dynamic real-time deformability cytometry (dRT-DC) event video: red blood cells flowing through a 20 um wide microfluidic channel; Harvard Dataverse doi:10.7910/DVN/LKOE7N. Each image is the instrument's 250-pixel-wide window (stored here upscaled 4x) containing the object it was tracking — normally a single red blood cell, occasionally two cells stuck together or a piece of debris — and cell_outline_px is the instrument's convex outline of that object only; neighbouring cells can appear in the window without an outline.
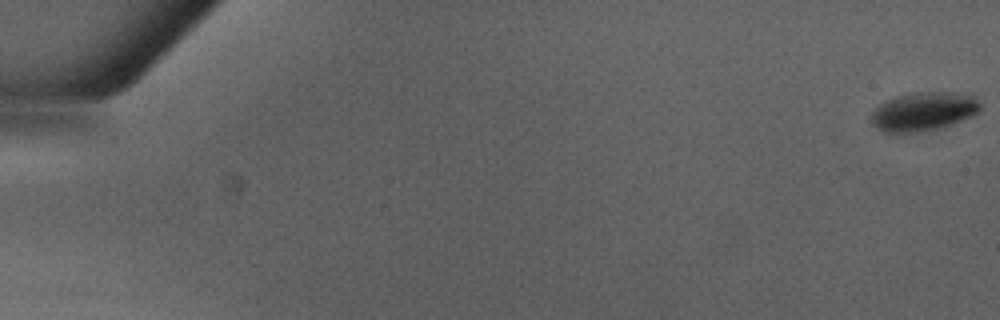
{"species": "Egyptian fruit bat (a non-hibernating species)", "species_latin": "Rousettus aegyptiacus", "temperature_condition": "warm", "stored_images_in_passage": 50, "camera_frame_rate_fps": 3000, "um_per_image_px": 0.085, "animal": {"sex": "male"}, "frame": {"image": 1, "passage_image": 1, "time_ms": 0.0, "image_size_px": [1000, 320], "cell_outline_px": [[980, 108], [972, 116], [952, 124], [940, 128], [916, 132], [884, 132], [876, 128], [872, 124], [872, 112], [880, 104], [896, 96], [916, 92], [972, 92], [976, 96], [980, 104]], "centroid_in_image_um": [78.55, 9.45], "position_along_channel_um": 6.4, "area_um2": 24.74}}
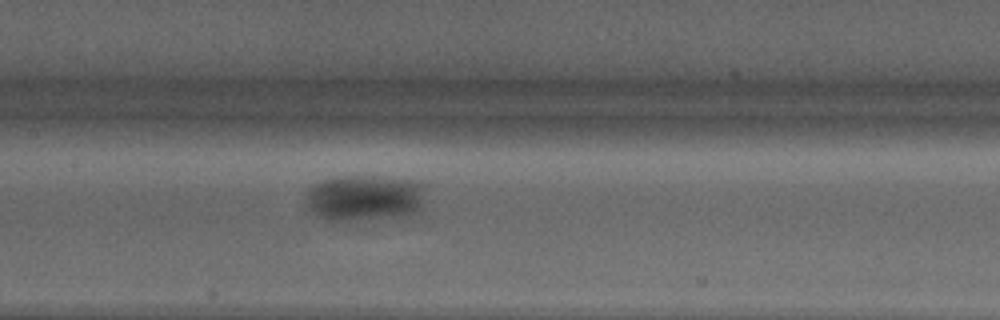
{"frame": {"image": 2, "passage_image": 26, "time_ms": 8.333, "image_size_px": [1000, 320], "cell_outline_px": [[420, 208], [408, 212], [372, 216], [324, 216], [316, 212], [308, 204], [308, 192], [312, 188], [320, 184], [332, 180], [364, 180], [416, 184], [420, 200]], "centroid_in_image_um": [30.88, 16.84], "position_along_channel_um": 176.5, "area_um2": 25.61}}
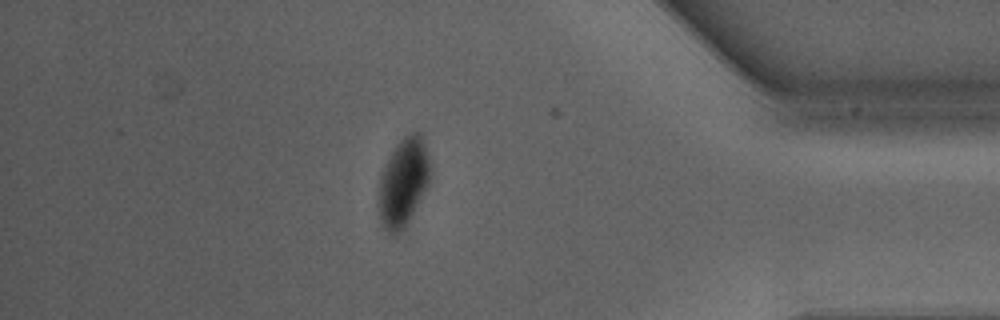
{"frame": {"image": 3, "passage_image": 44, "time_ms": 14.333, "image_size_px": [1000, 320], "cell_outline_px": [[432, 176], [428, 188], [404, 228], [400, 232], [392, 232], [380, 220], [380, 176], [396, 144], [404, 136], [412, 132], [420, 132], [432, 168]], "centroid_in_image_um": [34.36, 15.43], "position_along_channel_um": 400.8, "area_um2": 26.01}}